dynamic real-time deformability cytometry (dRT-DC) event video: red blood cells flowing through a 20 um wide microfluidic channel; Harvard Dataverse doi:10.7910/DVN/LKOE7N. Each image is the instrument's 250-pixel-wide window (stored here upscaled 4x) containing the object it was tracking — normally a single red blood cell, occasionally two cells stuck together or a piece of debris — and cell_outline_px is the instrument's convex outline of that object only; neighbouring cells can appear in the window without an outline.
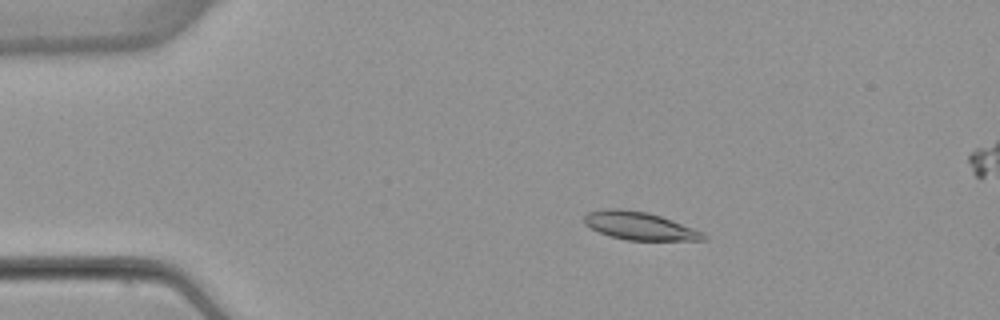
{"species": "common noctule bat (a hibernating species)", "species_latin": "Nyctalus noctula", "temperature_condition": "warm", "stored_images_in_passage": 49, "segment_of_instrument_passage": [1, 2], "camera_frame_rate_fps": 3000, "um_per_image_px": 0.085, "animal": {"sex": "female", "body_mass_g": 22.7, "forearm_length_mm": 54.2}, "frame": {"image": 1, "passage_image": 5, "time_ms": 1.333, "image_size_px": [1000, 320], "cell_outline_px": [[708, 240], [628, 240], [612, 236], [600, 232], [584, 224], [584, 216], [588, 212], [612, 208], [620, 208], [648, 212], [672, 220], [704, 232], [708, 236]], "centroid_in_image_um": [54.4, 19.2], "position_along_channel_um": 30.6, "area_um2": 19.31}}
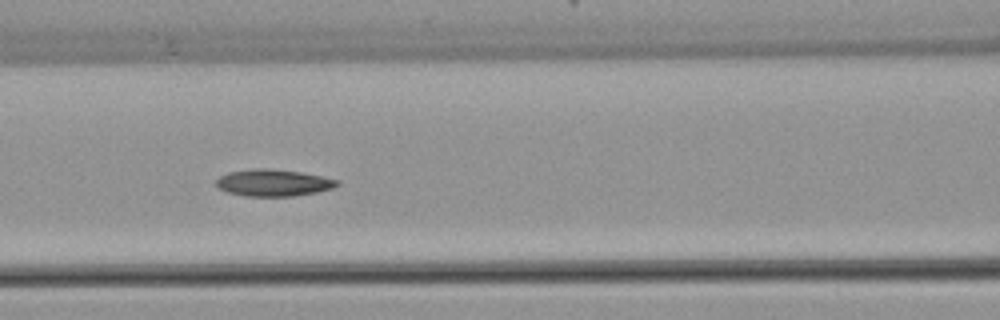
{"frame": {"image": 2, "passage_image": 18, "time_ms": 5.667, "image_size_px": [1000, 320], "cell_outline_px": [[340, 184], [332, 188], [316, 192], [292, 196], [244, 196], [228, 192], [216, 188], [216, 180], [220, 176], [228, 172], [256, 168], [268, 168], [300, 172], [340, 180]], "centroid_in_image_um": [23.21, 15.53], "position_along_channel_um": 143.4, "area_um2": 18.9}}
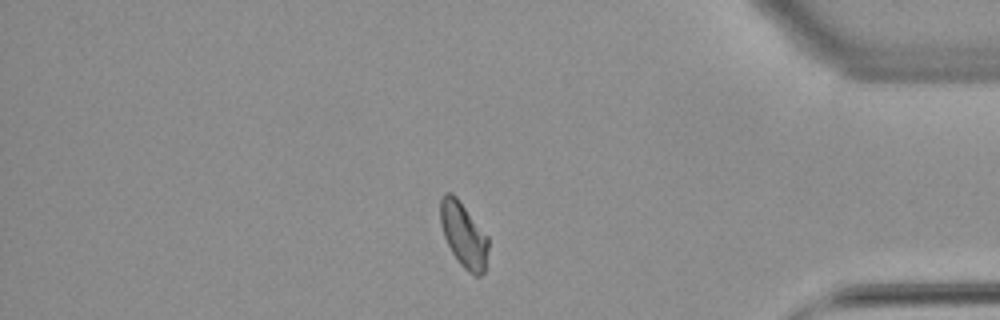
{"frame": {"image": 3, "passage_image": 40, "time_ms": 13.0, "image_size_px": [1000, 320], "cell_outline_px": [[488, 248], [484, 272], [480, 276], [476, 276], [468, 272], [456, 260], [444, 236], [440, 224], [440, 200], [444, 192], [452, 192], [456, 196], [488, 236]], "centroid_in_image_um": [39.39, 19.95], "position_along_channel_um": 395.8, "area_um2": 18.15}}